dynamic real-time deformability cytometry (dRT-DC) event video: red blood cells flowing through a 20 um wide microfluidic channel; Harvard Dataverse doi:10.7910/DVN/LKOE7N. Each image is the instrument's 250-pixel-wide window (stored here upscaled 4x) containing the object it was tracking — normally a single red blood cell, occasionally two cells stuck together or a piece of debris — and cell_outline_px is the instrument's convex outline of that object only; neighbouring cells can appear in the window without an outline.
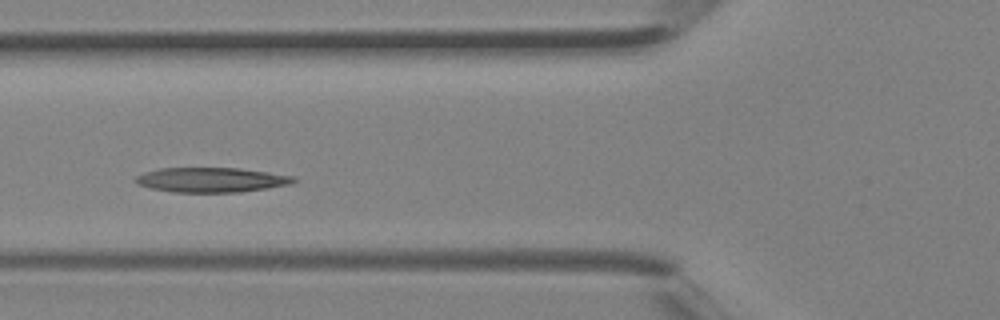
{"species": "Egyptian fruit bat (a non-hibernating species)", "species_latin": "Rousettus aegyptiacus", "temperature_condition": "room temperature", "stored_images_in_passage": 2, "camera_frame_rate_fps": 3000, "um_per_image_px": 0.085, "animal": {"sex": "female"}, "frame": {"image": 1, "passage_image": 2, "time_ms": 0.333, "image_size_px": [1000, 320], "cell_outline_px": [[296, 180], [292, 184], [268, 188], [240, 192], [172, 192], [152, 188], [136, 184], [132, 180], [136, 176], [144, 172], [160, 168], [240, 168], [296, 176]], "centroid_in_image_um": [17.96, 15.28], "position_along_channel_um": 107.8, "area_um2": 22.95}}